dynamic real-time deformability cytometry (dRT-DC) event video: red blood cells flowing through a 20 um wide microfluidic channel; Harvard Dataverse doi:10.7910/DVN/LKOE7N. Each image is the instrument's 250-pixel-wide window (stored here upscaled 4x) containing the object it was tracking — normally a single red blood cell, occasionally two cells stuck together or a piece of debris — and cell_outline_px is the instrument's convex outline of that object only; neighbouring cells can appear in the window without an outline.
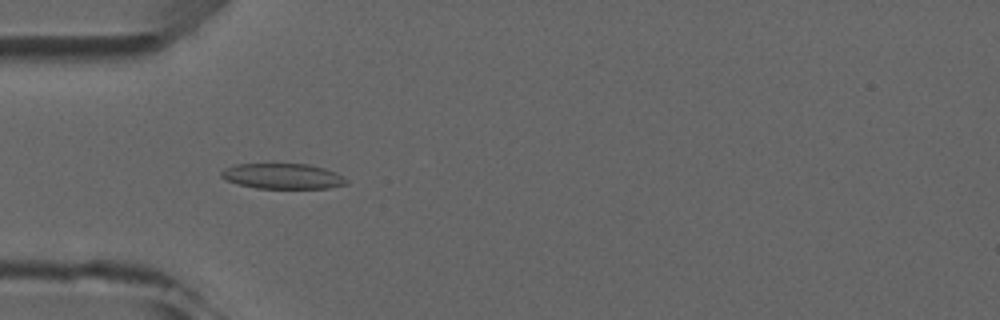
{"species": "common noctule bat (a hibernating species)", "species_latin": "Nyctalus noctula", "temperature_condition": "room temperature", "stored_images_in_passage": 8, "camera_frame_rate_fps": 3000, "um_per_image_px": 0.085, "animal": {"sex": "male", "forearm_length_mm": 52.5}, "frame": {"image": 1, "passage_image": 4, "time_ms": 4.333, "image_size_px": [1000, 320], "cell_outline_px": [[348, 184], [328, 188], [256, 188], [236, 184], [224, 180], [220, 176], [220, 172], [224, 168], [236, 164], [308, 164], [324, 168], [336, 172], [344, 176], [348, 180]], "centroid_in_image_um": [24.01, 14.98], "position_along_channel_um": 61.0, "area_um2": 18.73}}
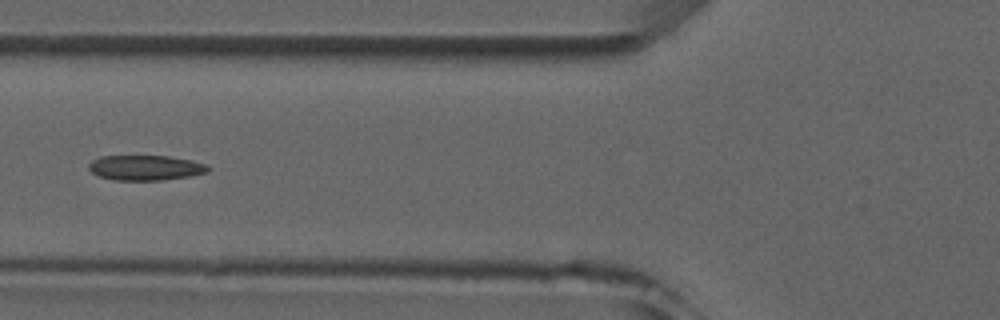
{"frame": {"image": 2, "passage_image": 5, "time_ms": 5.667, "image_size_px": [1000, 320], "cell_outline_px": [[208, 172], [188, 176], [160, 180], [112, 180], [96, 176], [88, 168], [88, 164], [92, 160], [100, 156], [168, 156], [192, 160], [208, 164]], "centroid_in_image_um": [12.32, 14.25], "position_along_channel_um": 113.5, "area_um2": 17.51}}
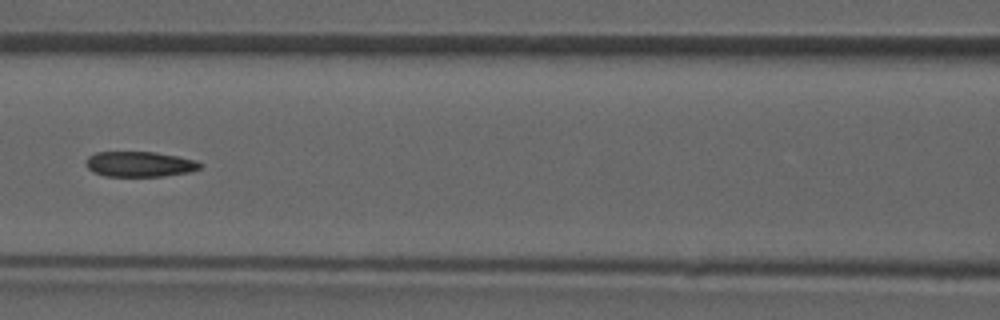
{"frame": {"image": 3, "passage_image": 6, "time_ms": 6.667, "image_size_px": [1000, 320], "cell_outline_px": [[204, 164], [200, 168], [188, 172], [164, 176], [104, 176], [92, 172], [84, 164], [88, 156], [96, 152], [156, 152], [196, 160]], "centroid_in_image_um": [11.85, 13.95], "position_along_channel_um": 154.8, "area_um2": 16.94}}